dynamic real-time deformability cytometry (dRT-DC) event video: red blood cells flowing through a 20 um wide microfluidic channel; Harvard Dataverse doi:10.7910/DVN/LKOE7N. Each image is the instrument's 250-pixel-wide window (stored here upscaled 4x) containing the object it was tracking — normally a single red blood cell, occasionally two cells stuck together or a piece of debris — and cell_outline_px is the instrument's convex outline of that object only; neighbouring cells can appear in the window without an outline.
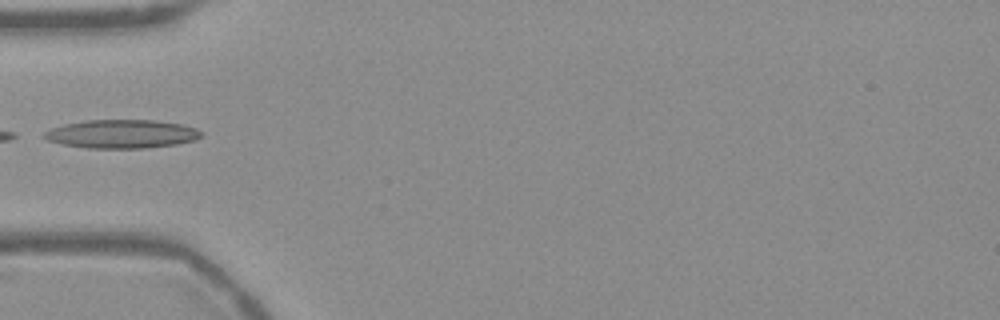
{"species": "Egyptian fruit bat (a non-hibernating species)", "species_latin": "Rousettus aegyptiacus", "temperature_condition": "warm", "stored_images_in_passage": 3, "camera_frame_rate_fps": 3000, "um_per_image_px": 0.085, "frame": {"image": 1, "passage_image": 1, "time_ms": 0.0, "image_size_px": [1000, 320], "cell_outline_px": [[204, 136], [196, 140], [176, 144], [148, 148], [88, 148], [64, 144], [48, 140], [40, 136], [44, 132], [52, 128], [64, 124], [84, 120], [156, 120], [184, 124], [196, 128], [204, 132]], "centroid_in_image_um": [10.4, 11.38], "position_along_channel_um": 74.6, "area_um2": 26.41}}